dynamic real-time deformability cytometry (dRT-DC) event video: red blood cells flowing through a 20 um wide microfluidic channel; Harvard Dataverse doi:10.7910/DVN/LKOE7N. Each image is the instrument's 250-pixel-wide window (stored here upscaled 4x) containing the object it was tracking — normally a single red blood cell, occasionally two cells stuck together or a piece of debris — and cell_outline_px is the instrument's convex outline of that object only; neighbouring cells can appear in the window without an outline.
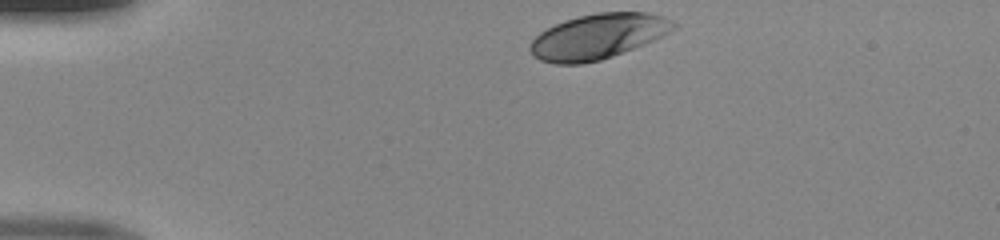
{"species": "human", "species_latin": "Homo sapiens", "temperature_condition": "room temperature", "stored_images_in_passage": 32, "camera_frame_rate_fps": 3000, "um_per_image_px": 0.085, "donor": {"sex": "male"}, "frame": {"image": 1, "passage_image": 1, "time_ms": 0.0, "image_size_px": [1000, 240], "cell_outline_px": [[680, 24], [676, 28], [644, 44], [612, 56], [600, 60], [580, 64], [556, 64], [540, 60], [532, 56], [528, 48], [532, 40], [540, 32], [564, 20], [596, 12], [648, 12], [664, 16]], "centroid_in_image_um": [50.82, 3.09], "position_along_channel_um": 34.2, "area_um2": 37.74}}
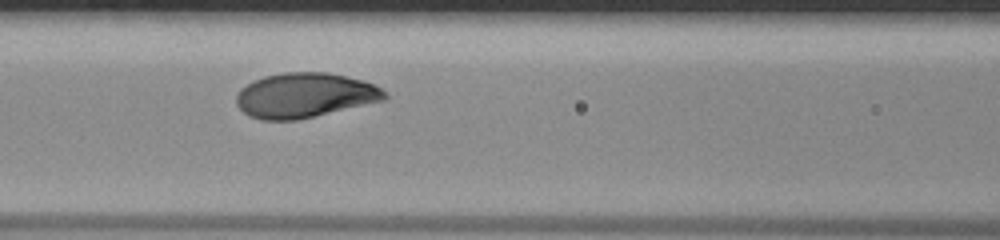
{"frame": {"image": 2, "passage_image": 13, "time_ms": 4.0, "image_size_px": [1000, 240], "cell_outline_px": [[388, 96], [384, 100], [296, 120], [260, 120], [248, 116], [236, 104], [236, 96], [240, 88], [264, 76], [284, 72], [328, 72], [364, 80], [380, 88]], "centroid_in_image_um": [25.87, 8.1], "position_along_channel_um": 140.7, "area_um2": 38.49}}
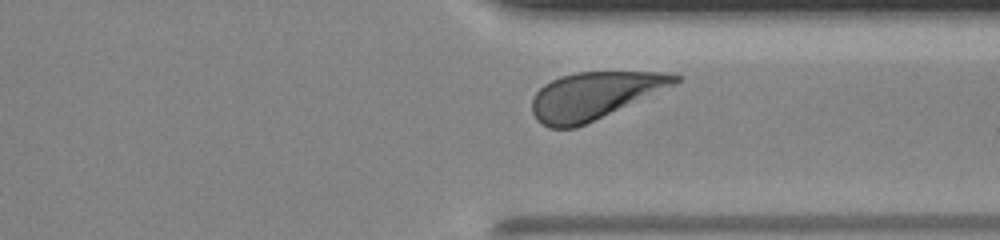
{"frame": {"image": 3, "passage_image": 29, "time_ms": 9.333, "image_size_px": [1000, 240], "cell_outline_px": [[684, 76], [676, 84], [576, 128], [548, 128], [536, 120], [532, 112], [532, 100], [536, 92], [544, 84], [560, 76], [576, 72], [668, 72]], "centroid_in_image_um": [50.51, 8.12], "position_along_channel_um": 360.9, "area_um2": 39.13}}